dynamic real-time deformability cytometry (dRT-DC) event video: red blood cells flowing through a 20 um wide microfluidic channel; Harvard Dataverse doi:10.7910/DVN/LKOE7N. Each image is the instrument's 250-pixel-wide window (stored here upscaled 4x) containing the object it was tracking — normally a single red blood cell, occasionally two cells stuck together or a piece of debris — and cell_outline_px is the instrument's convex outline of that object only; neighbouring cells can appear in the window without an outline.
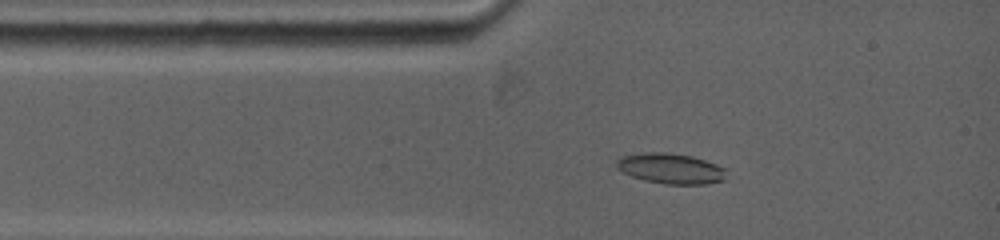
{"species": "common noctule bat (a hibernating species)", "species_latin": "Nyctalus noctula", "temperature_condition": "warm", "stored_images_in_passage": 42, "camera_frame_rate_fps": 5000, "um_per_image_px": 0.085, "animal": {"sex": "female", "body_mass_g": 19.0, "forearm_length_mm": 53.3}, "frame": {"image": 1, "passage_image": 6, "time_ms": 1.6, "image_size_px": [1000, 240], "cell_outline_px": [[724, 180], [704, 184], [664, 184], [644, 180], [632, 176], [616, 168], [616, 160], [620, 156], [644, 152], [668, 152], [692, 156], [716, 164], [724, 168]], "centroid_in_image_um": [56.96, 14.31], "position_along_channel_um": 28.0, "area_um2": 19.42}}
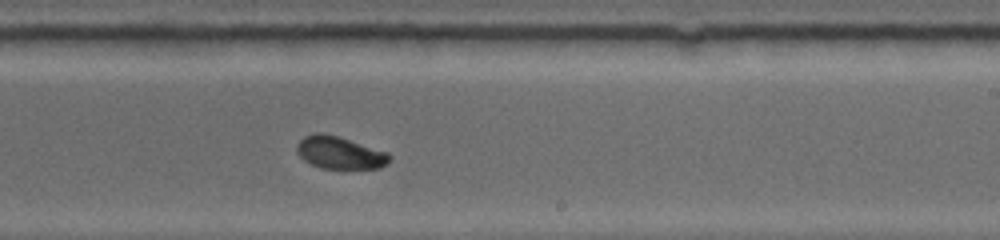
{"frame": {"image": 2, "passage_image": 27, "time_ms": 7.8, "image_size_px": [1000, 240], "cell_outline_px": [[392, 156], [380, 168], [320, 168], [304, 160], [296, 152], [296, 144], [304, 136], [316, 132], [324, 132], [340, 136], [388, 152]], "centroid_in_image_um": [28.85, 12.95], "position_along_channel_um": 260.2, "area_um2": 17.63}}
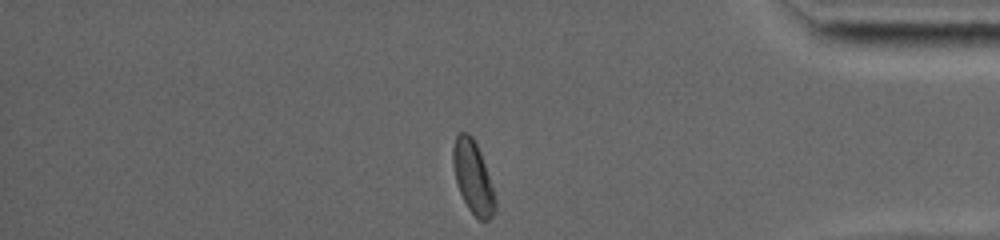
{"frame": {"image": 3, "passage_image": 42, "time_ms": 12.0, "image_size_px": [1000, 240], "cell_outline_px": [[496, 212], [488, 220], [480, 220], [468, 208], [460, 192], [456, 180], [452, 164], [452, 148], [456, 136], [460, 132], [468, 132], [472, 136], [480, 152], [496, 200]], "centroid_in_image_um": [40.19, 15.06], "position_along_channel_um": 395.0, "area_um2": 17.51}, "authors_computed_cell_mechanics": {"area_um2": 17.6579, "velocity_mm_per_s": 3.8747, "shape_relaxation_time_tau1_ms": 5.2842, "shape_relaxation_time_tau2_ms": 5.8915, "deformation_change_tau1": 0.1427, "deformation_change_tau2": 0.0812}}